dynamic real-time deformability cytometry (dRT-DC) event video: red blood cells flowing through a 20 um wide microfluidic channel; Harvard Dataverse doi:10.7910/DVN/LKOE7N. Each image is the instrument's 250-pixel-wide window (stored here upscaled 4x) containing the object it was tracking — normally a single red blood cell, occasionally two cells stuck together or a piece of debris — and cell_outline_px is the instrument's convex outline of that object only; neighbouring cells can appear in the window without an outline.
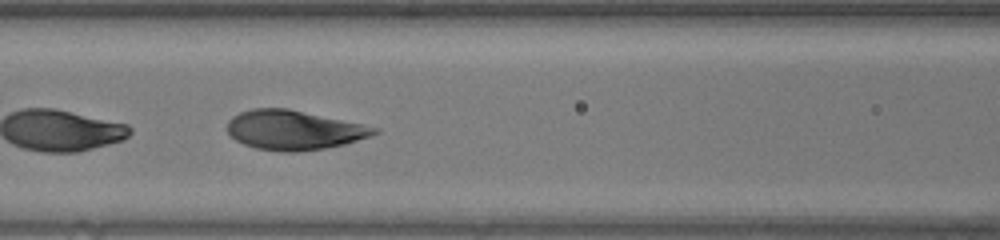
{"species": "human", "species_latin": "Homo sapiens", "temperature_condition": "warm", "stored_images_in_passage": 49, "segment_of_instrument_passage": [2, 2], "camera_frame_rate_fps": 3000, "um_per_image_px": 0.085, "donor": {"sex": "female"}, "frame": {"image": 1, "passage_image": 21, "time_ms": 6.667, "image_size_px": [1000, 240], "cell_outline_px": [[380, 132], [372, 136], [344, 144], [324, 148], [296, 152], [284, 152], [256, 148], [244, 144], [236, 140], [228, 132], [228, 120], [232, 116], [240, 112], [252, 108], [288, 108], [380, 128]], "centroid_in_image_um": [24.99, 11.05], "position_along_channel_um": 141.6, "area_um2": 33.7}}
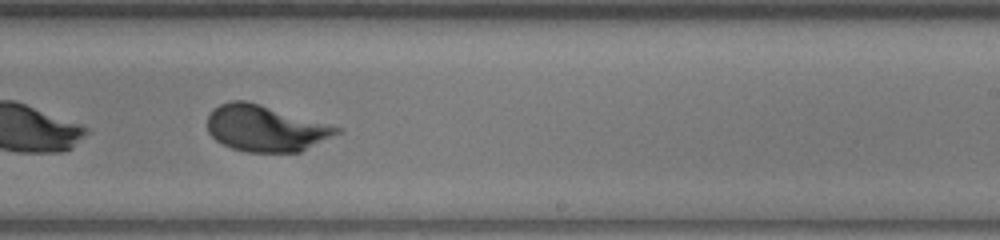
{"frame": {"image": 2, "passage_image": 30, "time_ms": 9.667, "image_size_px": [1000, 240], "cell_outline_px": [[344, 132], [300, 152], [248, 152], [232, 148], [216, 140], [208, 132], [208, 116], [212, 108], [220, 104], [232, 100], [248, 100], [344, 128]], "centroid_in_image_um": [22.62, 10.9], "position_along_channel_um": 266.4, "area_um2": 35.26}}
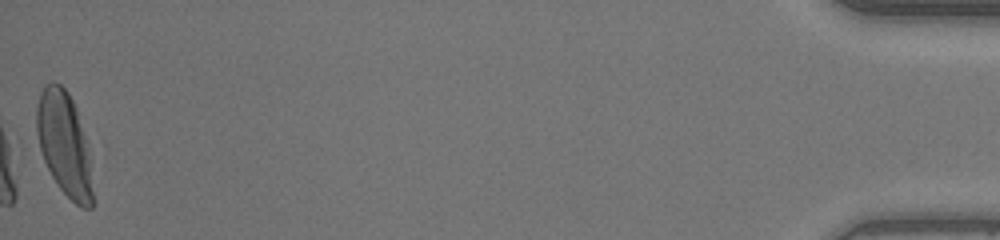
{"frame": {"image": 3, "passage_image": 49, "time_ms": 16.0, "image_size_px": [1000, 240], "cell_outline_px": [[92, 208], [80, 208], [60, 188], [52, 176], [44, 160], [40, 148], [36, 132], [36, 108], [40, 92], [44, 84], [52, 80], [60, 84], [68, 92], [76, 108], [88, 148], [92, 192]], "centroid_in_image_um": [5.44, 12.19], "position_along_channel_um": 429.8, "area_um2": 33.58}}